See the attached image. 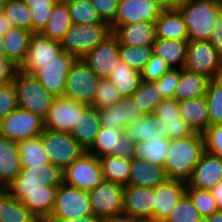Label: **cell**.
I'll list each match as a JSON object with an SVG mask.
<instances>
[{
    "label": "cell",
    "mask_w": 222,
    "mask_h": 222,
    "mask_svg": "<svg viewBox=\"0 0 222 222\" xmlns=\"http://www.w3.org/2000/svg\"><path fill=\"white\" fill-rule=\"evenodd\" d=\"M21 168L17 142L0 135V189H6Z\"/></svg>",
    "instance_id": "24"
},
{
    "label": "cell",
    "mask_w": 222,
    "mask_h": 222,
    "mask_svg": "<svg viewBox=\"0 0 222 222\" xmlns=\"http://www.w3.org/2000/svg\"><path fill=\"white\" fill-rule=\"evenodd\" d=\"M0 222H39L30 210L14 199L5 189H0Z\"/></svg>",
    "instance_id": "34"
},
{
    "label": "cell",
    "mask_w": 222,
    "mask_h": 222,
    "mask_svg": "<svg viewBox=\"0 0 222 222\" xmlns=\"http://www.w3.org/2000/svg\"><path fill=\"white\" fill-rule=\"evenodd\" d=\"M13 84L16 88L18 108L30 111L44 120L55 97L47 92L33 75L20 70Z\"/></svg>",
    "instance_id": "4"
},
{
    "label": "cell",
    "mask_w": 222,
    "mask_h": 222,
    "mask_svg": "<svg viewBox=\"0 0 222 222\" xmlns=\"http://www.w3.org/2000/svg\"><path fill=\"white\" fill-rule=\"evenodd\" d=\"M88 105L65 97H55L51 108L44 119V129L70 133L78 114H81Z\"/></svg>",
    "instance_id": "14"
},
{
    "label": "cell",
    "mask_w": 222,
    "mask_h": 222,
    "mask_svg": "<svg viewBox=\"0 0 222 222\" xmlns=\"http://www.w3.org/2000/svg\"><path fill=\"white\" fill-rule=\"evenodd\" d=\"M168 179L164 167L151 165L143 159L131 160L128 185L155 188Z\"/></svg>",
    "instance_id": "25"
},
{
    "label": "cell",
    "mask_w": 222,
    "mask_h": 222,
    "mask_svg": "<svg viewBox=\"0 0 222 222\" xmlns=\"http://www.w3.org/2000/svg\"><path fill=\"white\" fill-rule=\"evenodd\" d=\"M41 183L35 177H20L19 175L5 189L14 199L22 202L26 196L39 189Z\"/></svg>",
    "instance_id": "49"
},
{
    "label": "cell",
    "mask_w": 222,
    "mask_h": 222,
    "mask_svg": "<svg viewBox=\"0 0 222 222\" xmlns=\"http://www.w3.org/2000/svg\"><path fill=\"white\" fill-rule=\"evenodd\" d=\"M154 188L125 185L122 213L138 221L154 218Z\"/></svg>",
    "instance_id": "17"
},
{
    "label": "cell",
    "mask_w": 222,
    "mask_h": 222,
    "mask_svg": "<svg viewBox=\"0 0 222 222\" xmlns=\"http://www.w3.org/2000/svg\"><path fill=\"white\" fill-rule=\"evenodd\" d=\"M44 120L30 111L16 108L0 122V135L14 142L39 136Z\"/></svg>",
    "instance_id": "10"
},
{
    "label": "cell",
    "mask_w": 222,
    "mask_h": 222,
    "mask_svg": "<svg viewBox=\"0 0 222 222\" xmlns=\"http://www.w3.org/2000/svg\"><path fill=\"white\" fill-rule=\"evenodd\" d=\"M202 134L205 150L222 158V125H211Z\"/></svg>",
    "instance_id": "52"
},
{
    "label": "cell",
    "mask_w": 222,
    "mask_h": 222,
    "mask_svg": "<svg viewBox=\"0 0 222 222\" xmlns=\"http://www.w3.org/2000/svg\"><path fill=\"white\" fill-rule=\"evenodd\" d=\"M107 79L122 97H131L139 87L141 74L119 59Z\"/></svg>",
    "instance_id": "33"
},
{
    "label": "cell",
    "mask_w": 222,
    "mask_h": 222,
    "mask_svg": "<svg viewBox=\"0 0 222 222\" xmlns=\"http://www.w3.org/2000/svg\"><path fill=\"white\" fill-rule=\"evenodd\" d=\"M13 26L10 20L7 18L6 14L3 12L0 13V35L4 36L6 32L12 29Z\"/></svg>",
    "instance_id": "61"
},
{
    "label": "cell",
    "mask_w": 222,
    "mask_h": 222,
    "mask_svg": "<svg viewBox=\"0 0 222 222\" xmlns=\"http://www.w3.org/2000/svg\"><path fill=\"white\" fill-rule=\"evenodd\" d=\"M160 4L164 9L176 8L183 0H154Z\"/></svg>",
    "instance_id": "63"
},
{
    "label": "cell",
    "mask_w": 222,
    "mask_h": 222,
    "mask_svg": "<svg viewBox=\"0 0 222 222\" xmlns=\"http://www.w3.org/2000/svg\"><path fill=\"white\" fill-rule=\"evenodd\" d=\"M183 69L212 80L222 76V56L209 41L188 40Z\"/></svg>",
    "instance_id": "7"
},
{
    "label": "cell",
    "mask_w": 222,
    "mask_h": 222,
    "mask_svg": "<svg viewBox=\"0 0 222 222\" xmlns=\"http://www.w3.org/2000/svg\"><path fill=\"white\" fill-rule=\"evenodd\" d=\"M186 25L188 40L208 41L216 28L222 2L216 0H183L176 7Z\"/></svg>",
    "instance_id": "2"
},
{
    "label": "cell",
    "mask_w": 222,
    "mask_h": 222,
    "mask_svg": "<svg viewBox=\"0 0 222 222\" xmlns=\"http://www.w3.org/2000/svg\"><path fill=\"white\" fill-rule=\"evenodd\" d=\"M20 177H35L41 186L58 187L62 183V171L52 164L21 168Z\"/></svg>",
    "instance_id": "45"
},
{
    "label": "cell",
    "mask_w": 222,
    "mask_h": 222,
    "mask_svg": "<svg viewBox=\"0 0 222 222\" xmlns=\"http://www.w3.org/2000/svg\"><path fill=\"white\" fill-rule=\"evenodd\" d=\"M112 34L119 44L129 46H152L156 40L155 22L139 21L119 25Z\"/></svg>",
    "instance_id": "23"
},
{
    "label": "cell",
    "mask_w": 222,
    "mask_h": 222,
    "mask_svg": "<svg viewBox=\"0 0 222 222\" xmlns=\"http://www.w3.org/2000/svg\"><path fill=\"white\" fill-rule=\"evenodd\" d=\"M170 70V67L166 62L155 54H152L151 59L146 63L141 74V80L144 81H156L161 78L166 72Z\"/></svg>",
    "instance_id": "51"
},
{
    "label": "cell",
    "mask_w": 222,
    "mask_h": 222,
    "mask_svg": "<svg viewBox=\"0 0 222 222\" xmlns=\"http://www.w3.org/2000/svg\"><path fill=\"white\" fill-rule=\"evenodd\" d=\"M98 116L100 126L110 130H125L126 126L143 115L131 97H122L111 107L98 110Z\"/></svg>",
    "instance_id": "20"
},
{
    "label": "cell",
    "mask_w": 222,
    "mask_h": 222,
    "mask_svg": "<svg viewBox=\"0 0 222 222\" xmlns=\"http://www.w3.org/2000/svg\"><path fill=\"white\" fill-rule=\"evenodd\" d=\"M40 138L50 163L61 171L86 153L70 133L44 129Z\"/></svg>",
    "instance_id": "5"
},
{
    "label": "cell",
    "mask_w": 222,
    "mask_h": 222,
    "mask_svg": "<svg viewBox=\"0 0 222 222\" xmlns=\"http://www.w3.org/2000/svg\"><path fill=\"white\" fill-rule=\"evenodd\" d=\"M22 168H34L51 164L39 136L17 142Z\"/></svg>",
    "instance_id": "36"
},
{
    "label": "cell",
    "mask_w": 222,
    "mask_h": 222,
    "mask_svg": "<svg viewBox=\"0 0 222 222\" xmlns=\"http://www.w3.org/2000/svg\"><path fill=\"white\" fill-rule=\"evenodd\" d=\"M211 125H222V76L209 81L205 93Z\"/></svg>",
    "instance_id": "42"
},
{
    "label": "cell",
    "mask_w": 222,
    "mask_h": 222,
    "mask_svg": "<svg viewBox=\"0 0 222 222\" xmlns=\"http://www.w3.org/2000/svg\"><path fill=\"white\" fill-rule=\"evenodd\" d=\"M122 96L117 88L107 79H100L93 104L91 105L97 110L111 107L113 104L118 103Z\"/></svg>",
    "instance_id": "48"
},
{
    "label": "cell",
    "mask_w": 222,
    "mask_h": 222,
    "mask_svg": "<svg viewBox=\"0 0 222 222\" xmlns=\"http://www.w3.org/2000/svg\"><path fill=\"white\" fill-rule=\"evenodd\" d=\"M204 151L202 133L196 132L190 137L169 139L163 166L168 179L187 183Z\"/></svg>",
    "instance_id": "1"
},
{
    "label": "cell",
    "mask_w": 222,
    "mask_h": 222,
    "mask_svg": "<svg viewBox=\"0 0 222 222\" xmlns=\"http://www.w3.org/2000/svg\"><path fill=\"white\" fill-rule=\"evenodd\" d=\"M75 60L73 55L62 51L53 61L36 71L33 76L54 97H63L67 75Z\"/></svg>",
    "instance_id": "13"
},
{
    "label": "cell",
    "mask_w": 222,
    "mask_h": 222,
    "mask_svg": "<svg viewBox=\"0 0 222 222\" xmlns=\"http://www.w3.org/2000/svg\"><path fill=\"white\" fill-rule=\"evenodd\" d=\"M99 159L84 153L62 171V182L83 191H91L103 182Z\"/></svg>",
    "instance_id": "9"
},
{
    "label": "cell",
    "mask_w": 222,
    "mask_h": 222,
    "mask_svg": "<svg viewBox=\"0 0 222 222\" xmlns=\"http://www.w3.org/2000/svg\"><path fill=\"white\" fill-rule=\"evenodd\" d=\"M71 26L72 21L66 3L63 0H59L40 34L60 42Z\"/></svg>",
    "instance_id": "35"
},
{
    "label": "cell",
    "mask_w": 222,
    "mask_h": 222,
    "mask_svg": "<svg viewBox=\"0 0 222 222\" xmlns=\"http://www.w3.org/2000/svg\"><path fill=\"white\" fill-rule=\"evenodd\" d=\"M33 32L13 27L3 36L5 57L19 68L26 59Z\"/></svg>",
    "instance_id": "29"
},
{
    "label": "cell",
    "mask_w": 222,
    "mask_h": 222,
    "mask_svg": "<svg viewBox=\"0 0 222 222\" xmlns=\"http://www.w3.org/2000/svg\"><path fill=\"white\" fill-rule=\"evenodd\" d=\"M101 20L108 25L114 22L119 0H90Z\"/></svg>",
    "instance_id": "54"
},
{
    "label": "cell",
    "mask_w": 222,
    "mask_h": 222,
    "mask_svg": "<svg viewBox=\"0 0 222 222\" xmlns=\"http://www.w3.org/2000/svg\"><path fill=\"white\" fill-rule=\"evenodd\" d=\"M102 222H139V221L122 213L112 217L104 218L102 219Z\"/></svg>",
    "instance_id": "62"
},
{
    "label": "cell",
    "mask_w": 222,
    "mask_h": 222,
    "mask_svg": "<svg viewBox=\"0 0 222 222\" xmlns=\"http://www.w3.org/2000/svg\"><path fill=\"white\" fill-rule=\"evenodd\" d=\"M99 128L98 110L88 106L81 114H78V119L76 124L73 125L70 134L87 150L93 144Z\"/></svg>",
    "instance_id": "28"
},
{
    "label": "cell",
    "mask_w": 222,
    "mask_h": 222,
    "mask_svg": "<svg viewBox=\"0 0 222 222\" xmlns=\"http://www.w3.org/2000/svg\"><path fill=\"white\" fill-rule=\"evenodd\" d=\"M71 17L72 24L89 25L104 23L90 0H63Z\"/></svg>",
    "instance_id": "40"
},
{
    "label": "cell",
    "mask_w": 222,
    "mask_h": 222,
    "mask_svg": "<svg viewBox=\"0 0 222 222\" xmlns=\"http://www.w3.org/2000/svg\"><path fill=\"white\" fill-rule=\"evenodd\" d=\"M163 122L166 126L168 139L190 137L196 133L195 130L181 118V116L178 117V120Z\"/></svg>",
    "instance_id": "56"
},
{
    "label": "cell",
    "mask_w": 222,
    "mask_h": 222,
    "mask_svg": "<svg viewBox=\"0 0 222 222\" xmlns=\"http://www.w3.org/2000/svg\"><path fill=\"white\" fill-rule=\"evenodd\" d=\"M57 193V187L40 186L29 193L22 203L39 220L45 222L51 215Z\"/></svg>",
    "instance_id": "30"
},
{
    "label": "cell",
    "mask_w": 222,
    "mask_h": 222,
    "mask_svg": "<svg viewBox=\"0 0 222 222\" xmlns=\"http://www.w3.org/2000/svg\"><path fill=\"white\" fill-rule=\"evenodd\" d=\"M119 59V41L113 34L82 58L100 79L110 76Z\"/></svg>",
    "instance_id": "18"
},
{
    "label": "cell",
    "mask_w": 222,
    "mask_h": 222,
    "mask_svg": "<svg viewBox=\"0 0 222 222\" xmlns=\"http://www.w3.org/2000/svg\"><path fill=\"white\" fill-rule=\"evenodd\" d=\"M124 186L109 181L101 182L88 191L93 215L101 219L122 214Z\"/></svg>",
    "instance_id": "12"
},
{
    "label": "cell",
    "mask_w": 222,
    "mask_h": 222,
    "mask_svg": "<svg viewBox=\"0 0 222 222\" xmlns=\"http://www.w3.org/2000/svg\"><path fill=\"white\" fill-rule=\"evenodd\" d=\"M209 43L222 56V12L218 15L216 28L212 31Z\"/></svg>",
    "instance_id": "58"
},
{
    "label": "cell",
    "mask_w": 222,
    "mask_h": 222,
    "mask_svg": "<svg viewBox=\"0 0 222 222\" xmlns=\"http://www.w3.org/2000/svg\"><path fill=\"white\" fill-rule=\"evenodd\" d=\"M179 81V69H170L161 78L154 81L164 99H174L175 89Z\"/></svg>",
    "instance_id": "53"
},
{
    "label": "cell",
    "mask_w": 222,
    "mask_h": 222,
    "mask_svg": "<svg viewBox=\"0 0 222 222\" xmlns=\"http://www.w3.org/2000/svg\"><path fill=\"white\" fill-rule=\"evenodd\" d=\"M179 111L181 118L195 132L203 133L210 126L209 110L205 95L179 102Z\"/></svg>",
    "instance_id": "27"
},
{
    "label": "cell",
    "mask_w": 222,
    "mask_h": 222,
    "mask_svg": "<svg viewBox=\"0 0 222 222\" xmlns=\"http://www.w3.org/2000/svg\"><path fill=\"white\" fill-rule=\"evenodd\" d=\"M19 67L5 56H0V85L13 82Z\"/></svg>",
    "instance_id": "57"
},
{
    "label": "cell",
    "mask_w": 222,
    "mask_h": 222,
    "mask_svg": "<svg viewBox=\"0 0 222 222\" xmlns=\"http://www.w3.org/2000/svg\"><path fill=\"white\" fill-rule=\"evenodd\" d=\"M98 159L105 181L118 183L123 186L128 185L131 160L112 155L101 156Z\"/></svg>",
    "instance_id": "37"
},
{
    "label": "cell",
    "mask_w": 222,
    "mask_h": 222,
    "mask_svg": "<svg viewBox=\"0 0 222 222\" xmlns=\"http://www.w3.org/2000/svg\"><path fill=\"white\" fill-rule=\"evenodd\" d=\"M5 0H0V13L3 12Z\"/></svg>",
    "instance_id": "67"
},
{
    "label": "cell",
    "mask_w": 222,
    "mask_h": 222,
    "mask_svg": "<svg viewBox=\"0 0 222 222\" xmlns=\"http://www.w3.org/2000/svg\"><path fill=\"white\" fill-rule=\"evenodd\" d=\"M164 8L154 0H119L114 22L110 25L112 32L124 24L139 21L155 22Z\"/></svg>",
    "instance_id": "16"
},
{
    "label": "cell",
    "mask_w": 222,
    "mask_h": 222,
    "mask_svg": "<svg viewBox=\"0 0 222 222\" xmlns=\"http://www.w3.org/2000/svg\"><path fill=\"white\" fill-rule=\"evenodd\" d=\"M169 139H157L149 141H140L134 145L135 159H143L151 165L164 166V160L167 156Z\"/></svg>",
    "instance_id": "39"
},
{
    "label": "cell",
    "mask_w": 222,
    "mask_h": 222,
    "mask_svg": "<svg viewBox=\"0 0 222 222\" xmlns=\"http://www.w3.org/2000/svg\"><path fill=\"white\" fill-rule=\"evenodd\" d=\"M166 222H204L197 208L191 202L189 197L184 194L170 214L165 219Z\"/></svg>",
    "instance_id": "46"
},
{
    "label": "cell",
    "mask_w": 222,
    "mask_h": 222,
    "mask_svg": "<svg viewBox=\"0 0 222 222\" xmlns=\"http://www.w3.org/2000/svg\"><path fill=\"white\" fill-rule=\"evenodd\" d=\"M53 222H102V219L92 214L78 219H55Z\"/></svg>",
    "instance_id": "60"
},
{
    "label": "cell",
    "mask_w": 222,
    "mask_h": 222,
    "mask_svg": "<svg viewBox=\"0 0 222 222\" xmlns=\"http://www.w3.org/2000/svg\"><path fill=\"white\" fill-rule=\"evenodd\" d=\"M139 222H166V221L162 220V219L151 218V219H146V220H142V221H139Z\"/></svg>",
    "instance_id": "66"
},
{
    "label": "cell",
    "mask_w": 222,
    "mask_h": 222,
    "mask_svg": "<svg viewBox=\"0 0 222 222\" xmlns=\"http://www.w3.org/2000/svg\"><path fill=\"white\" fill-rule=\"evenodd\" d=\"M131 98L143 116L153 114L156 106L164 99L154 81L144 80H141Z\"/></svg>",
    "instance_id": "38"
},
{
    "label": "cell",
    "mask_w": 222,
    "mask_h": 222,
    "mask_svg": "<svg viewBox=\"0 0 222 222\" xmlns=\"http://www.w3.org/2000/svg\"><path fill=\"white\" fill-rule=\"evenodd\" d=\"M134 143L126 136L125 130H110L100 126L93 144L86 150L97 158L106 155L133 159Z\"/></svg>",
    "instance_id": "11"
},
{
    "label": "cell",
    "mask_w": 222,
    "mask_h": 222,
    "mask_svg": "<svg viewBox=\"0 0 222 222\" xmlns=\"http://www.w3.org/2000/svg\"><path fill=\"white\" fill-rule=\"evenodd\" d=\"M186 183L167 179L154 188V219L165 220L179 199L185 194Z\"/></svg>",
    "instance_id": "21"
},
{
    "label": "cell",
    "mask_w": 222,
    "mask_h": 222,
    "mask_svg": "<svg viewBox=\"0 0 222 222\" xmlns=\"http://www.w3.org/2000/svg\"><path fill=\"white\" fill-rule=\"evenodd\" d=\"M210 191L214 197L218 209L222 211V180Z\"/></svg>",
    "instance_id": "59"
},
{
    "label": "cell",
    "mask_w": 222,
    "mask_h": 222,
    "mask_svg": "<svg viewBox=\"0 0 222 222\" xmlns=\"http://www.w3.org/2000/svg\"><path fill=\"white\" fill-rule=\"evenodd\" d=\"M185 194L203 218L219 211L211 191L198 188H186Z\"/></svg>",
    "instance_id": "47"
},
{
    "label": "cell",
    "mask_w": 222,
    "mask_h": 222,
    "mask_svg": "<svg viewBox=\"0 0 222 222\" xmlns=\"http://www.w3.org/2000/svg\"><path fill=\"white\" fill-rule=\"evenodd\" d=\"M110 35L111 27L105 22L89 25L72 24L60 43L63 51L76 59H82Z\"/></svg>",
    "instance_id": "3"
},
{
    "label": "cell",
    "mask_w": 222,
    "mask_h": 222,
    "mask_svg": "<svg viewBox=\"0 0 222 222\" xmlns=\"http://www.w3.org/2000/svg\"><path fill=\"white\" fill-rule=\"evenodd\" d=\"M18 108L17 93L13 82L0 85V122Z\"/></svg>",
    "instance_id": "50"
},
{
    "label": "cell",
    "mask_w": 222,
    "mask_h": 222,
    "mask_svg": "<svg viewBox=\"0 0 222 222\" xmlns=\"http://www.w3.org/2000/svg\"><path fill=\"white\" fill-rule=\"evenodd\" d=\"M209 81L210 80L203 75L180 69L174 99L181 102L204 96Z\"/></svg>",
    "instance_id": "31"
},
{
    "label": "cell",
    "mask_w": 222,
    "mask_h": 222,
    "mask_svg": "<svg viewBox=\"0 0 222 222\" xmlns=\"http://www.w3.org/2000/svg\"><path fill=\"white\" fill-rule=\"evenodd\" d=\"M0 56H5L4 45H3V36L0 35Z\"/></svg>",
    "instance_id": "65"
},
{
    "label": "cell",
    "mask_w": 222,
    "mask_h": 222,
    "mask_svg": "<svg viewBox=\"0 0 222 222\" xmlns=\"http://www.w3.org/2000/svg\"><path fill=\"white\" fill-rule=\"evenodd\" d=\"M3 11L13 27L32 32L31 9L23 0H5Z\"/></svg>",
    "instance_id": "41"
},
{
    "label": "cell",
    "mask_w": 222,
    "mask_h": 222,
    "mask_svg": "<svg viewBox=\"0 0 222 222\" xmlns=\"http://www.w3.org/2000/svg\"><path fill=\"white\" fill-rule=\"evenodd\" d=\"M222 180V158L206 150L200 157L198 164L192 170L186 188L211 190Z\"/></svg>",
    "instance_id": "19"
},
{
    "label": "cell",
    "mask_w": 222,
    "mask_h": 222,
    "mask_svg": "<svg viewBox=\"0 0 222 222\" xmlns=\"http://www.w3.org/2000/svg\"><path fill=\"white\" fill-rule=\"evenodd\" d=\"M61 43L56 40L34 33L31 37L28 53L19 70L33 75L43 66L53 61L62 52Z\"/></svg>",
    "instance_id": "15"
},
{
    "label": "cell",
    "mask_w": 222,
    "mask_h": 222,
    "mask_svg": "<svg viewBox=\"0 0 222 222\" xmlns=\"http://www.w3.org/2000/svg\"><path fill=\"white\" fill-rule=\"evenodd\" d=\"M125 133L134 144L140 141L168 139L165 123L154 114L138 118L125 127Z\"/></svg>",
    "instance_id": "22"
},
{
    "label": "cell",
    "mask_w": 222,
    "mask_h": 222,
    "mask_svg": "<svg viewBox=\"0 0 222 222\" xmlns=\"http://www.w3.org/2000/svg\"><path fill=\"white\" fill-rule=\"evenodd\" d=\"M153 54L152 46H129L119 44V58L130 68L141 72Z\"/></svg>",
    "instance_id": "43"
},
{
    "label": "cell",
    "mask_w": 222,
    "mask_h": 222,
    "mask_svg": "<svg viewBox=\"0 0 222 222\" xmlns=\"http://www.w3.org/2000/svg\"><path fill=\"white\" fill-rule=\"evenodd\" d=\"M188 41L157 39L152 45L153 54L163 59L170 69H183Z\"/></svg>",
    "instance_id": "32"
},
{
    "label": "cell",
    "mask_w": 222,
    "mask_h": 222,
    "mask_svg": "<svg viewBox=\"0 0 222 222\" xmlns=\"http://www.w3.org/2000/svg\"><path fill=\"white\" fill-rule=\"evenodd\" d=\"M58 1L59 0H23L31 9L33 33H40L46 26Z\"/></svg>",
    "instance_id": "44"
},
{
    "label": "cell",
    "mask_w": 222,
    "mask_h": 222,
    "mask_svg": "<svg viewBox=\"0 0 222 222\" xmlns=\"http://www.w3.org/2000/svg\"><path fill=\"white\" fill-rule=\"evenodd\" d=\"M204 222H222V211L214 212L211 216L204 218Z\"/></svg>",
    "instance_id": "64"
},
{
    "label": "cell",
    "mask_w": 222,
    "mask_h": 222,
    "mask_svg": "<svg viewBox=\"0 0 222 222\" xmlns=\"http://www.w3.org/2000/svg\"><path fill=\"white\" fill-rule=\"evenodd\" d=\"M153 114L163 121L178 120L179 102L175 99H163L154 109Z\"/></svg>",
    "instance_id": "55"
},
{
    "label": "cell",
    "mask_w": 222,
    "mask_h": 222,
    "mask_svg": "<svg viewBox=\"0 0 222 222\" xmlns=\"http://www.w3.org/2000/svg\"><path fill=\"white\" fill-rule=\"evenodd\" d=\"M99 80L82 59H76L68 72L63 97L91 106Z\"/></svg>",
    "instance_id": "8"
},
{
    "label": "cell",
    "mask_w": 222,
    "mask_h": 222,
    "mask_svg": "<svg viewBox=\"0 0 222 222\" xmlns=\"http://www.w3.org/2000/svg\"><path fill=\"white\" fill-rule=\"evenodd\" d=\"M92 214L88 191L62 182L57 187L54 209L45 222H53L55 219H78Z\"/></svg>",
    "instance_id": "6"
},
{
    "label": "cell",
    "mask_w": 222,
    "mask_h": 222,
    "mask_svg": "<svg viewBox=\"0 0 222 222\" xmlns=\"http://www.w3.org/2000/svg\"><path fill=\"white\" fill-rule=\"evenodd\" d=\"M157 39L188 41V33L182 16L176 8L163 9L155 20Z\"/></svg>",
    "instance_id": "26"
}]
</instances>
